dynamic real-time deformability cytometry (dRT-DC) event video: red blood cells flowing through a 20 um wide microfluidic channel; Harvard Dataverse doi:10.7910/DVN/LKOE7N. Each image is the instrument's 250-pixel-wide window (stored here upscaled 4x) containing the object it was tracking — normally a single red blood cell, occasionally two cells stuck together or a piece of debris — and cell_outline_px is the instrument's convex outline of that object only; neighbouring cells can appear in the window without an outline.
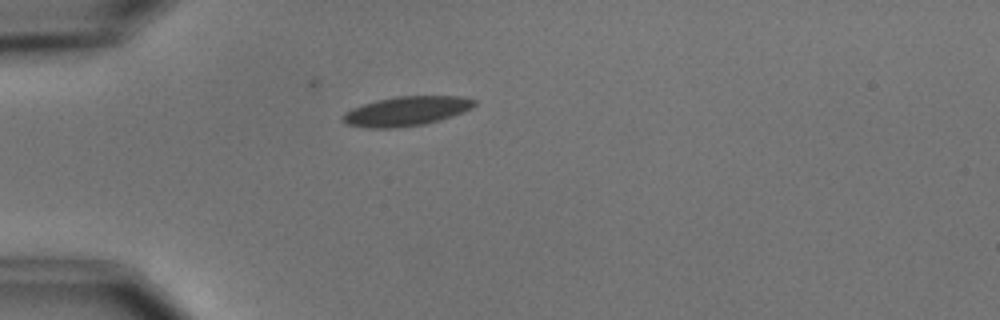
{"species": "common noctule bat (a hibernating species)", "species_latin": "Nyctalus noctula", "temperature_condition": "cold", "stored_images_in_passage": 2, "camera_frame_rate_fps": 3000, "um_per_image_px": 0.085, "animal": {"sex": "male", "body_mass_g": 15.6}, "frame": {"image": 1, "passage_image": 1, "time_ms": 0.0, "image_size_px": [1000, 320], "cell_outline_px": [[476, 104], [472, 108], [464, 112], [440, 120], [424, 124], [396, 128], [364, 128], [344, 124], [340, 120], [340, 116], [344, 112], [352, 108], [376, 100], [396, 96], [464, 96], [476, 100]], "centroid_in_image_um": [34.5, 9.45], "position_along_channel_um": 50.5, "area_um2": 22.95}}